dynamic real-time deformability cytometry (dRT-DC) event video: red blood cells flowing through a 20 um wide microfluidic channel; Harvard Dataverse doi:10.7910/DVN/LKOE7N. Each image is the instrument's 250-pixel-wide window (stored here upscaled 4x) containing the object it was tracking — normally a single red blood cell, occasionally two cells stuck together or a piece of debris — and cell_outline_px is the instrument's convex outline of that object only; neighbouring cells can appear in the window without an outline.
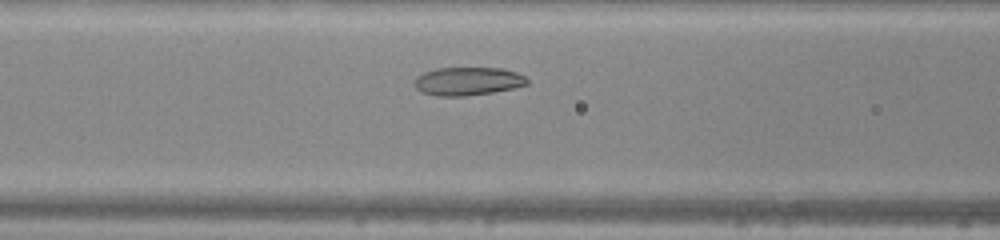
{"species": "common noctule bat (a hibernating species)", "species_latin": "Nyctalus noctula", "temperature_condition": "warm", "stored_images_in_passage": 30, "camera_frame_rate_fps": 3000, "um_per_image_px": 0.085, "animal": {"sex": "male", "body_mass_g": 20.0, "forearm_length_mm": 53.3}, "frame": {"image": 1, "passage_image": 10, "time_ms": 3.0, "image_size_px": [1000, 240], "cell_outline_px": [[528, 84], [516, 88], [492, 92], [464, 96], [436, 96], [420, 92], [416, 88], [416, 76], [424, 72], [436, 68], [500, 68], [516, 72], [524, 76], [528, 80]], "centroid_in_image_um": [39.76, 6.91], "position_along_channel_um": 126.8, "area_um2": 18.55}}
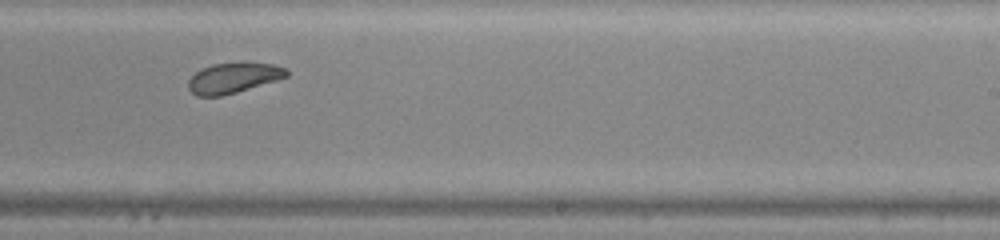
{"frame": {"image": 2, "passage_image": 20, "time_ms": 6.333, "image_size_px": [1000, 240], "cell_outline_px": [[288, 76], [276, 80], [236, 92], [220, 96], [196, 96], [188, 88], [188, 80], [200, 68], [212, 64], [272, 64], [284, 68], [288, 72]], "centroid_in_image_um": [19.77, 6.64], "position_along_channel_um": 269.2, "area_um2": 16.82}}
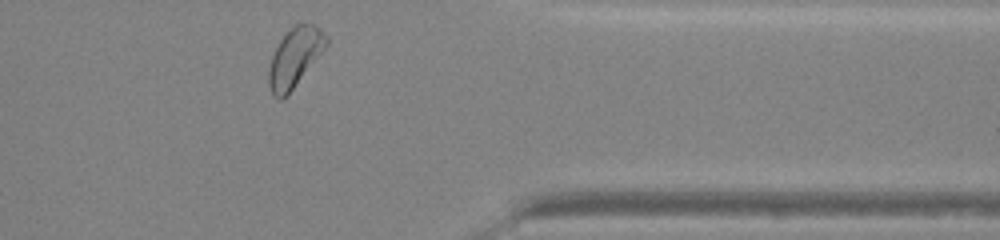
{"frame": {"image": 3, "passage_image": 29, "time_ms": 9.333, "image_size_px": [1000, 240], "cell_outline_px": [[328, 44], [292, 88], [280, 100], [276, 100], [272, 96], [268, 84], [268, 68], [272, 56], [280, 40], [296, 24], [316, 24], [328, 36]], "centroid_in_image_um": [25.04, 4.87], "position_along_channel_um": 386.4, "area_um2": 19.31}, "authors_computed_cell_mechanics": {"area_um2": 18.6983, "velocity_mm_per_s": 4.2815, "shape_relaxation_time_tau1_ms": 3.6496, "shape_relaxation_time_tau2_ms": 2.0632, "deformation_change_tau1": 0.0848, "deformation_change_tau2": 0.0742}}